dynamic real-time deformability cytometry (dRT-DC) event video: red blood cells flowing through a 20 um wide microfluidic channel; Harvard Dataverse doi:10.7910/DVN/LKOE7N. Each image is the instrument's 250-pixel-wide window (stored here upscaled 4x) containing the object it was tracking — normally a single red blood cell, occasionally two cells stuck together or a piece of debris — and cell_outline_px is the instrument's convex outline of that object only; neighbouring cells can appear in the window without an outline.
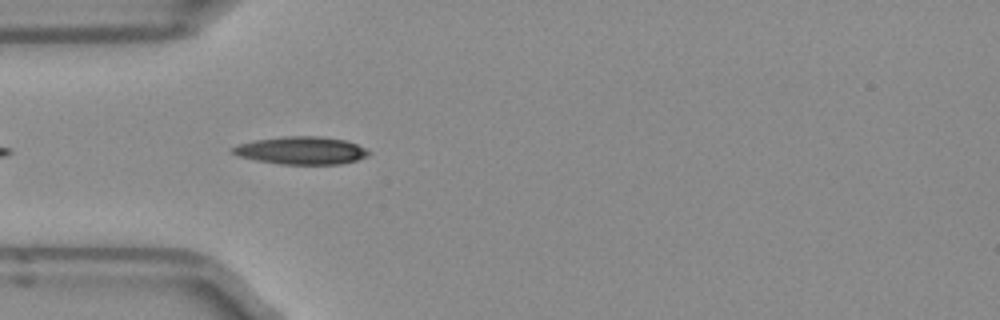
{"species": "Egyptian fruit bat (a non-hibernating species)", "species_latin": "Rousettus aegyptiacus", "temperature_condition": "room temperature", "stored_images_in_passage": 11, "camera_frame_rate_fps": 3000, "um_per_image_px": 0.085, "frame": {"image": 1, "passage_image": 4, "time_ms": 1.0, "image_size_px": [1000, 320], "cell_outline_px": [[372, 152], [368, 156], [356, 160], [340, 164], [280, 164], [256, 160], [240, 156], [232, 152], [228, 148], [240, 144], [256, 140], [284, 136], [320, 136], [348, 140]], "centroid_in_image_um": [25.63, 12.78], "position_along_channel_um": 59.4, "area_um2": 21.96}}